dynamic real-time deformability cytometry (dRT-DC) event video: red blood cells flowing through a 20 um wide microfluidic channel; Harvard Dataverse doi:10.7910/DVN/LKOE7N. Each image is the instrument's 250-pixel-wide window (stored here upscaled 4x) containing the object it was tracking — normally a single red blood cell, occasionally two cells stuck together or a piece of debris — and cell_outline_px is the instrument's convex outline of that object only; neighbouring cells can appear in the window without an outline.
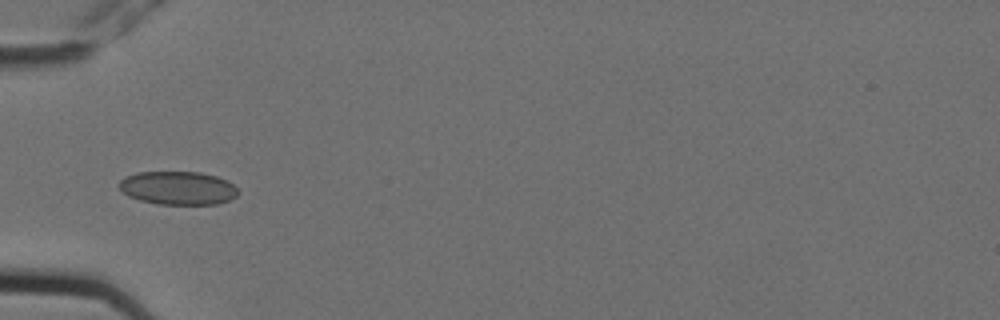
{"species": "Egyptian fruit bat (a non-hibernating species)", "species_latin": "Rousettus aegyptiacus", "temperature_condition": "cold", "stored_images_in_passage": 5, "camera_frame_rate_fps": 3000, "um_per_image_px": 0.085, "animal": {"sex": "female"}, "frame": {"image": 1, "passage_image": 5, "time_ms": 1.333, "image_size_px": [1000, 320], "cell_outline_px": [[236, 196], [232, 200], [216, 204], [156, 204], [140, 200], [128, 196], [116, 184], [124, 176], [136, 172], [200, 172], [216, 176], [228, 180], [236, 188]], "centroid_in_image_um": [15.1, 15.98], "position_along_channel_um": 69.9, "area_um2": 23.29}}